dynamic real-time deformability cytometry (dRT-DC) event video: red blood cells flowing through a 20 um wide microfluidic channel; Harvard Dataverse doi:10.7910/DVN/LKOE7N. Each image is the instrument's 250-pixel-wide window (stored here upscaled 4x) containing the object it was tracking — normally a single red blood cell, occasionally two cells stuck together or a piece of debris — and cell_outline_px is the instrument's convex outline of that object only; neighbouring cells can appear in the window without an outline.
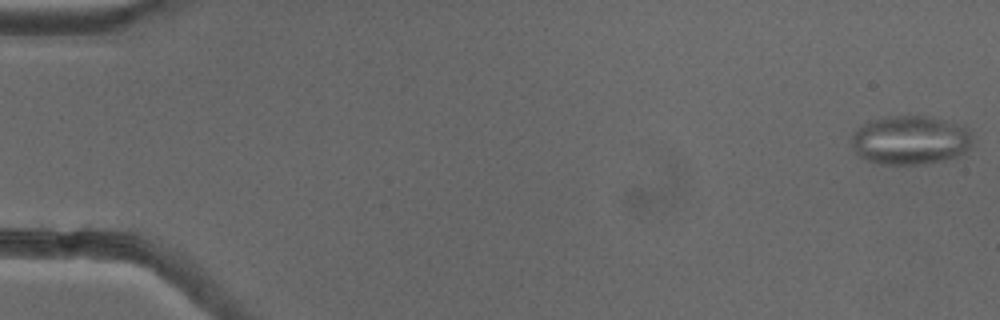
{"species": "common noctule bat (a hibernating species)", "species_latin": "Nyctalus noctula", "temperature_condition": "cold", "stored_images_in_passage": 33, "camera_frame_rate_fps": 3000, "um_per_image_px": 0.085, "animal": {"sex": "female"}, "frame": {"image": 1, "passage_image": 1, "time_ms": 0.0, "image_size_px": [1000, 320], "cell_outline_px": [[972, 140], [968, 148], [964, 152], [956, 156], [944, 160], [924, 164], [876, 164], [860, 156], [852, 148], [852, 132], [864, 124], [872, 120], [884, 116], [928, 116], [964, 124], [972, 128]], "centroid_in_image_um": [77.41, 11.89], "position_along_channel_um": 7.6, "area_um2": 34.91}}
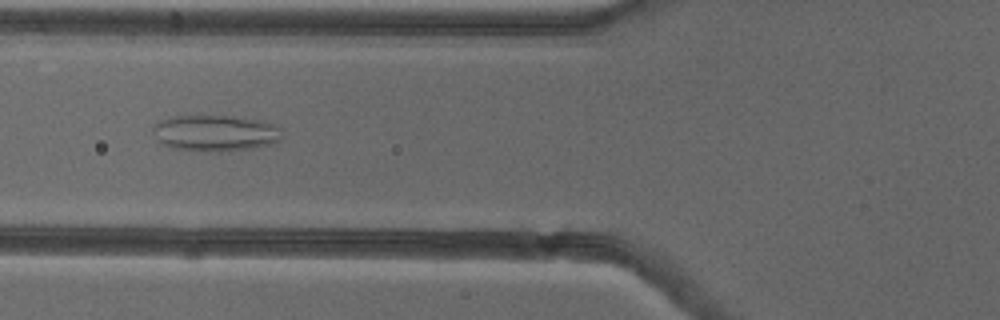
{"frame": {"image": 2, "passage_image": 21, "time_ms": 6.667, "image_size_px": [1000, 320], "cell_outline_px": [[280, 140], [276, 144], [256, 148], [220, 152], [204, 152], [172, 148], [156, 140], [152, 132], [152, 128], [160, 120], [176, 116], [224, 116], [256, 120], [272, 124], [280, 128]], "centroid_in_image_um": [18.28, 11.34], "position_along_channel_um": 107.5, "area_um2": 27.34}}